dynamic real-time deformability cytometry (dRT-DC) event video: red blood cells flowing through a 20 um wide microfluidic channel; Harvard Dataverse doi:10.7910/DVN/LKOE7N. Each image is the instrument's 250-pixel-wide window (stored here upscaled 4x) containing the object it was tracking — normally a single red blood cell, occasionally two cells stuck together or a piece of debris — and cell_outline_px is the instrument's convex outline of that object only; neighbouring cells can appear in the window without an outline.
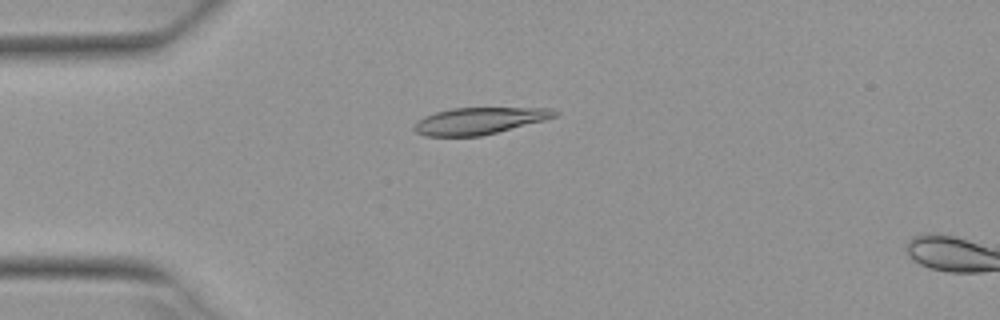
{"species": "Egyptian fruit bat (a non-hibernating species)", "species_latin": "Rousettus aegyptiacus", "temperature_condition": "warm", "stored_images_in_passage": 2, "camera_frame_rate_fps": 3000, "um_per_image_px": 0.085, "animal": {"sex": "female"}, "frame": {"image": 1, "passage_image": 1, "time_ms": 0.0, "image_size_px": [1000, 320], "cell_outline_px": [[560, 112], [556, 116], [544, 120], [480, 136], [424, 136], [416, 132], [412, 128], [416, 120], [424, 116], [436, 112], [452, 108], [552, 108]], "centroid_in_image_um": [40.69, 10.26], "position_along_channel_um": 44.3, "area_um2": 21.85}}